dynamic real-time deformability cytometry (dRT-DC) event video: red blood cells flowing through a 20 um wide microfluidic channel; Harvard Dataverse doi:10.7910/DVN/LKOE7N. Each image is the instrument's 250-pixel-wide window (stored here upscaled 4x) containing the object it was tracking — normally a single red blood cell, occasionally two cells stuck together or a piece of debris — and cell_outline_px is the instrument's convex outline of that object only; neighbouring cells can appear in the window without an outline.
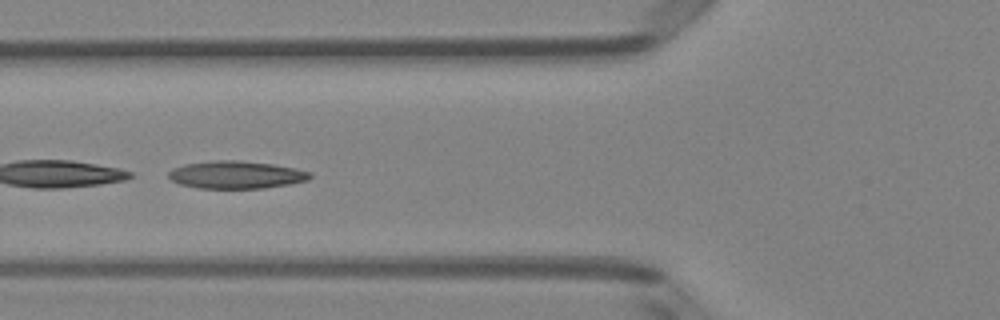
{"species": "Egyptian fruit bat (a non-hibernating species)", "species_latin": "Rousettus aegyptiacus", "temperature_condition": "room temperature", "stored_images_in_passage": 27, "camera_frame_rate_fps": 3000, "um_per_image_px": 0.085, "animal": {"sex": "female"}, "frame": {"image": 1, "passage_image": 12, "time_ms": 3.667, "image_size_px": [1000, 320], "cell_outline_px": [[312, 176], [308, 180], [288, 184], [264, 188], [196, 188], [180, 184], [172, 180], [168, 176], [168, 172], [172, 168], [184, 164], [216, 160], [236, 160], [272, 164], [296, 168], [312, 172]], "centroid_in_image_um": [20.07, 14.85], "position_along_channel_um": 105.7, "area_um2": 22.77}}